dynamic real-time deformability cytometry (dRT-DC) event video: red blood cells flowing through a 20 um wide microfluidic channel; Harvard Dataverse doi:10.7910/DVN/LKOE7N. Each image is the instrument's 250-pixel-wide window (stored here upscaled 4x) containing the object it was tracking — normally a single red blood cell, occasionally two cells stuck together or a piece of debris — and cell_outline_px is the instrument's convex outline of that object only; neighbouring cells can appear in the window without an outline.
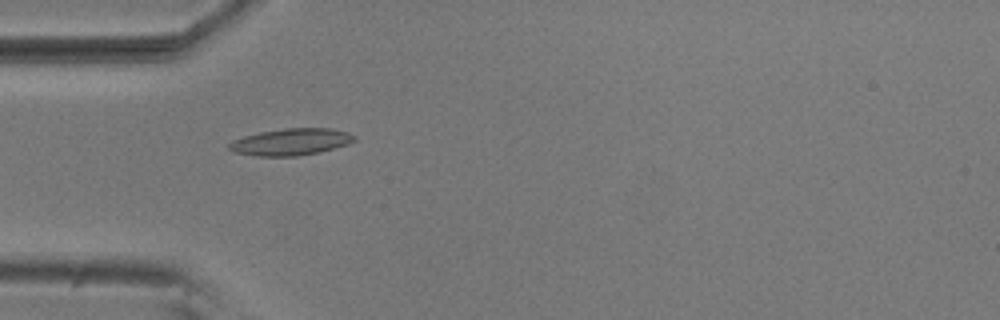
{"species": "common noctule bat (a hibernating species)", "species_latin": "Nyctalus noctula", "temperature_condition": "room temperature", "stored_images_in_passage": 54, "camera_frame_rate_fps": 3000, "um_per_image_px": 0.085, "animal": {"sex": "male", "body_mass_g": 20.5, "forearm_length_mm": 52.5}, "frame": {"image": 1, "passage_image": 16, "time_ms": 5.0, "image_size_px": [1000, 320], "cell_outline_px": [[356, 140], [348, 144], [316, 152], [296, 156], [256, 156], [236, 152], [228, 148], [228, 144], [232, 140], [244, 136], [260, 132], [284, 128], [332, 128], [348, 132], [356, 136]], "centroid_in_image_um": [24.73, 12.05], "position_along_channel_um": 60.3, "area_um2": 19.42}}
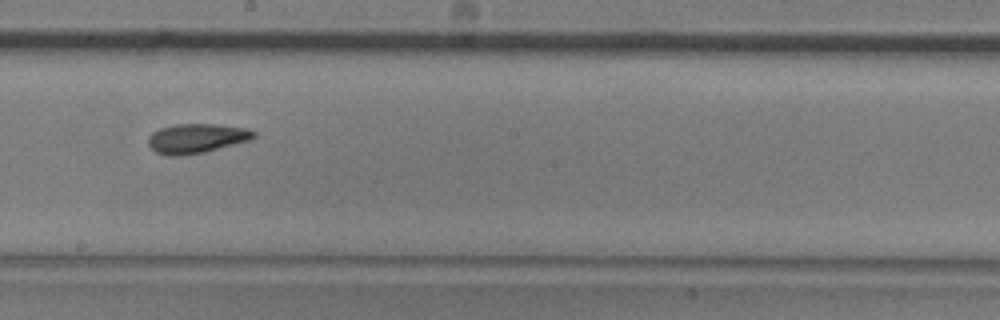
{"frame": {"image": 2, "passage_image": 30, "time_ms": 9.667, "image_size_px": [1000, 320], "cell_outline_px": [[256, 136], [252, 140], [204, 152], [180, 156], [168, 156], [156, 152], [148, 144], [148, 136], [152, 132], [160, 128], [176, 124], [216, 124], [248, 128], [256, 132]], "centroid_in_image_um": [16.73, 11.76], "position_along_channel_um": 231.5, "area_um2": 18.32}}
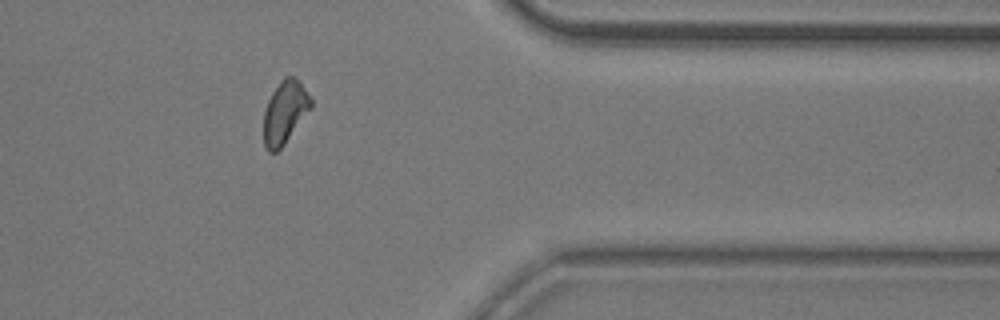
{"frame": {"image": 3, "passage_image": 44, "time_ms": 14.333, "image_size_px": [1000, 320], "cell_outline_px": [[312, 108], [284, 144], [276, 152], [268, 152], [264, 148], [264, 112], [268, 100], [272, 92], [280, 80], [284, 76], [292, 76], [300, 80], [312, 100]], "centroid_in_image_um": [24.22, 9.53], "position_along_channel_um": 387.2, "area_um2": 17.4}, "authors_computed_cell_mechanics": {"area_um2": 17.629, "velocity_mm_per_s": 3.6987, "shape_relaxation_time_tau1_ms": 5.0894, "shape_relaxation_time_tau2_ms": 5.3112, "deformation_change_tau1": 0.1383, "deformation_change_tau2": 0.0847}}